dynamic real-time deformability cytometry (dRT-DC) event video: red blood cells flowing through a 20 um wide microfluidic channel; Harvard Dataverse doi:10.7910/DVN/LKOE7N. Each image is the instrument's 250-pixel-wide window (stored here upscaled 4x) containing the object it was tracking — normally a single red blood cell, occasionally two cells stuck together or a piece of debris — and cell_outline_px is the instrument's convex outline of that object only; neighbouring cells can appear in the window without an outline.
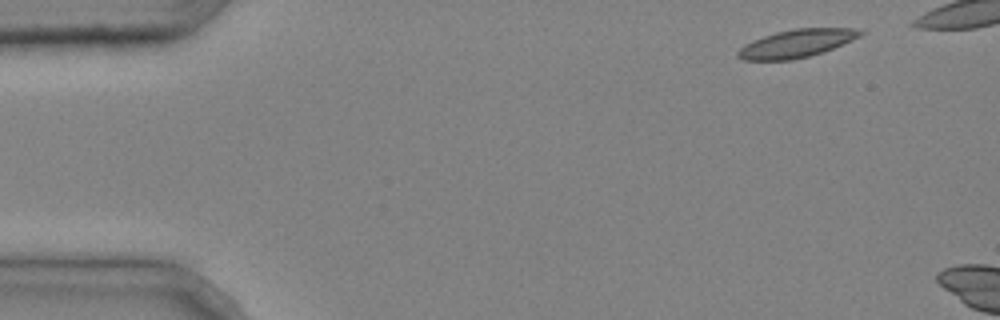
{"species": "common noctule bat (a hibernating species)", "species_latin": "Nyctalus noctula", "temperature_condition": "cold", "stored_images_in_passage": 3, "camera_frame_rate_fps": 3000, "um_per_image_px": 0.085, "animal": {"sex": "male", "body_mass_g": 20.4}, "frame": {"image": 1, "passage_image": 1, "time_ms": 0.0, "image_size_px": [1000, 320], "cell_outline_px": [[864, 32], [860, 36], [852, 40], [824, 52], [792, 60], [744, 60], [736, 56], [736, 52], [744, 44], [752, 40], [776, 32], [796, 28], [852, 28]], "centroid_in_image_um": [67.67, 3.7], "position_along_channel_um": 17.3, "area_um2": 19.88}}